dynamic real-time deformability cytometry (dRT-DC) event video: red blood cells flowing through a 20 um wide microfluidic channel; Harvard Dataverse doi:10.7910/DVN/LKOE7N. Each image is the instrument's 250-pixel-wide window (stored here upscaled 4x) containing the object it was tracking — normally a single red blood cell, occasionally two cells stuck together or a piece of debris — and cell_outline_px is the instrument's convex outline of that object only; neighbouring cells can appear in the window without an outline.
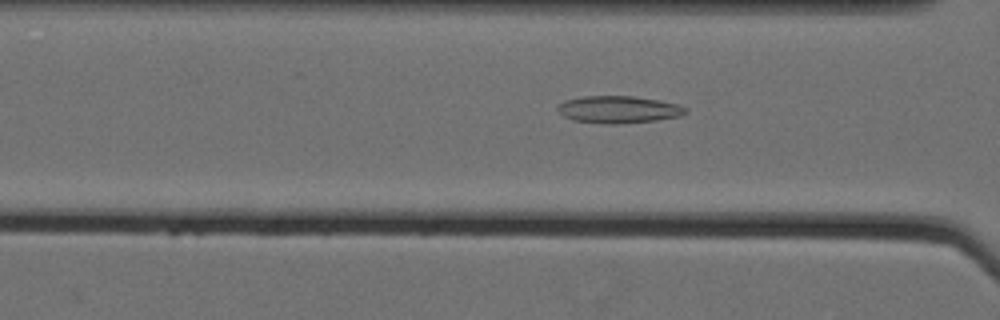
{"species": "Egyptian fruit bat (a non-hibernating species)", "species_latin": "Rousettus aegyptiacus", "temperature_condition": "cold", "stored_images_in_passage": 47, "camera_frame_rate_fps": 3000, "um_per_image_px": 0.085, "animal": {"sex": "female"}, "frame": {"image": 1, "passage_image": 15, "time_ms": 4.667, "image_size_px": [1000, 320], "cell_outline_px": [[688, 112], [680, 116], [656, 120], [616, 124], [604, 124], [572, 120], [564, 116], [556, 108], [556, 104], [564, 100], [584, 96], [632, 96], [660, 100], [680, 104], [688, 108]], "centroid_in_image_um": [52.58, 9.3], "position_along_channel_um": 114.0, "area_um2": 20.52}}
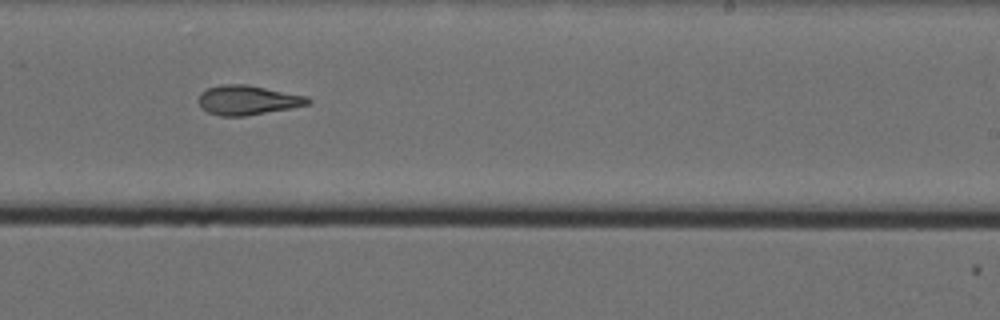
{"frame": {"image": 2, "passage_image": 28, "time_ms": 9.0, "image_size_px": [1000, 320], "cell_outline_px": [[312, 100], [308, 104], [292, 108], [244, 116], [220, 116], [208, 112], [200, 108], [196, 100], [200, 92], [208, 88], [220, 84], [248, 84], [308, 96]], "centroid_in_image_um": [21.01, 8.5], "position_along_channel_um": 268.0, "area_um2": 19.13}}
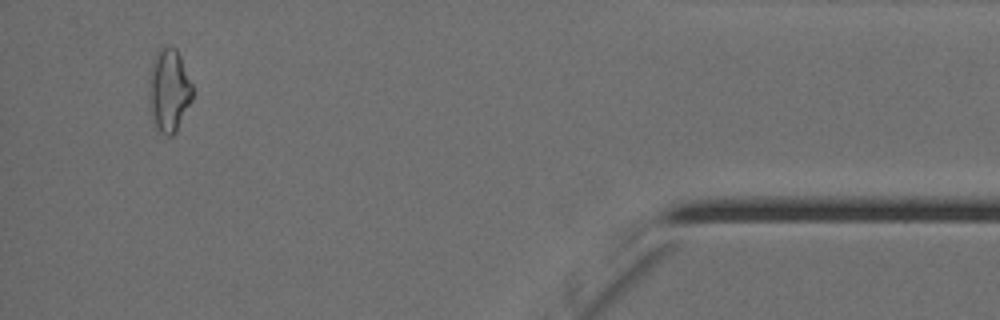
{"frame": {"image": 3, "passage_image": 45, "time_ms": 14.667, "image_size_px": [1000, 320], "cell_outline_px": [[196, 92], [176, 132], [172, 136], [164, 136], [156, 132], [152, 120], [148, 100], [148, 84], [152, 60], [156, 52], [160, 48], [168, 44], [176, 48], [180, 56]], "centroid_in_image_um": [14.35, 7.71], "position_along_channel_um": 420.8, "area_um2": 21.96}, "authors_computed_cell_mechanics": {"area_um2": 19.1318, "velocity_mm_per_s": 3.549, "shape_relaxation_time_tau1_ms": null, "shape_relaxation_time_tau2_ms": 1.9731, "deformation_change_tau1": null, "deformation_change_tau2": 0.0885}}